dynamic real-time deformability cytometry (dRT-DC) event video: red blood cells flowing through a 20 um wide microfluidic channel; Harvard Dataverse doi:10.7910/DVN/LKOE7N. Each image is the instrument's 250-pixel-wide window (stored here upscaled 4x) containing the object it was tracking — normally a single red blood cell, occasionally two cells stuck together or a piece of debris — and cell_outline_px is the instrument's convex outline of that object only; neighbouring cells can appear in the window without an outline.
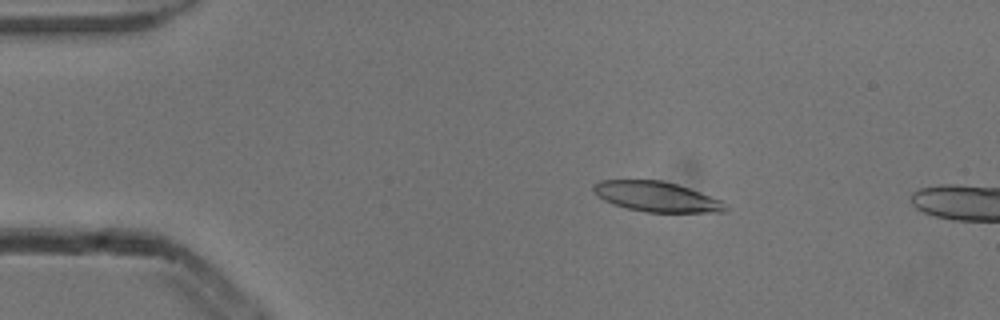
{"species": "common noctule bat (a hibernating species)", "species_latin": "Nyctalus noctula", "temperature_condition": "cold", "stored_images_in_passage": 6, "camera_frame_rate_fps": 3000, "um_per_image_px": 0.085, "animal": {"sex": "male", "body_mass_g": 13.3}, "frame": {"image": 1, "passage_image": 3, "time_ms": 0.667, "image_size_px": [1000, 320], "cell_outline_px": [[728, 208], [724, 212], [648, 212], [628, 208], [612, 204], [604, 200], [592, 188], [592, 184], [600, 180], [660, 180], [676, 184], [724, 200]], "centroid_in_image_um": [55.84, 16.72], "position_along_channel_um": 29.2, "area_um2": 23.06}}
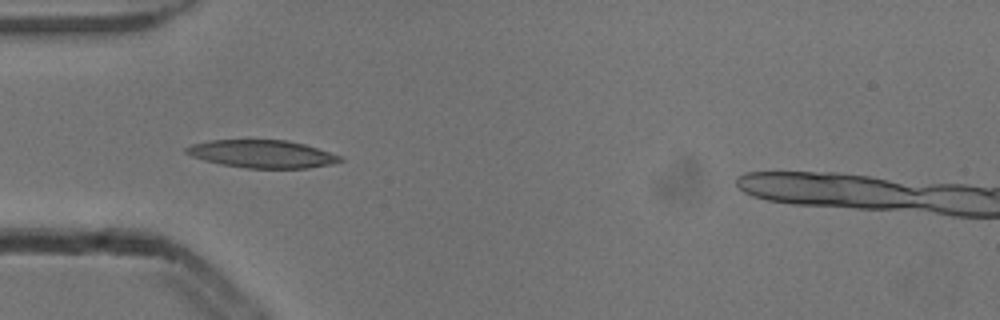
{"frame": {"image": 2, "passage_image": 5, "time_ms": 1.333, "image_size_px": [1000, 320], "cell_outline_px": [[344, 160], [332, 164], [308, 168], [248, 168], [220, 164], [204, 160], [192, 156], [184, 152], [184, 148], [192, 144], [208, 140], [288, 140], [304, 144], [340, 156]], "centroid_in_image_um": [22.25, 13.08], "position_along_channel_um": 62.8, "area_um2": 24.8}}
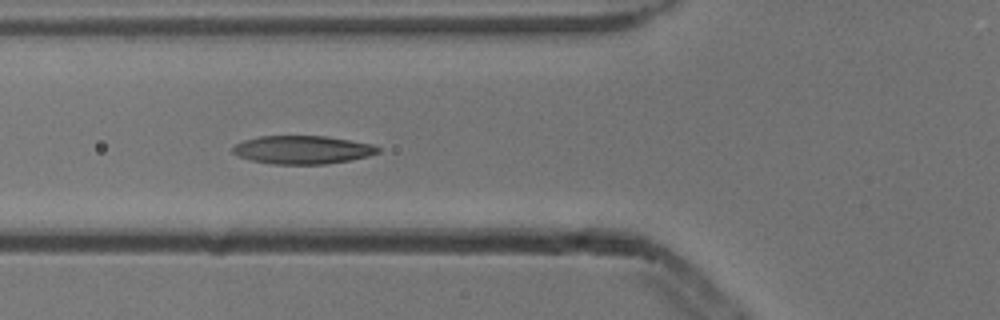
{"frame": {"image": 3, "passage_image": 6, "time_ms": 1.667, "image_size_px": [1000, 320], "cell_outline_px": [[380, 152], [368, 156], [348, 160], [324, 164], [272, 164], [252, 160], [240, 156], [232, 152], [232, 148], [236, 144], [244, 140], [260, 136], [324, 136], [372, 144], [380, 148]], "centroid_in_image_um": [25.71, 12.73], "position_along_channel_um": 100.1, "area_um2": 23.64}}